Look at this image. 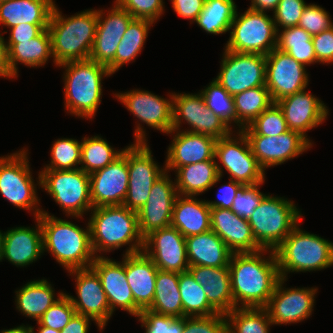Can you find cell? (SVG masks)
Returning a JSON list of instances; mask_svg holds the SVG:
<instances>
[{
    "label": "cell",
    "mask_w": 333,
    "mask_h": 333,
    "mask_svg": "<svg viewBox=\"0 0 333 333\" xmlns=\"http://www.w3.org/2000/svg\"><path fill=\"white\" fill-rule=\"evenodd\" d=\"M308 74L305 65L278 48L266 55V82L274 103L306 89Z\"/></svg>",
    "instance_id": "9a60e30c"
},
{
    "label": "cell",
    "mask_w": 333,
    "mask_h": 333,
    "mask_svg": "<svg viewBox=\"0 0 333 333\" xmlns=\"http://www.w3.org/2000/svg\"><path fill=\"white\" fill-rule=\"evenodd\" d=\"M174 11L183 18L196 21L204 8L205 0H171Z\"/></svg>",
    "instance_id": "91938a15"
},
{
    "label": "cell",
    "mask_w": 333,
    "mask_h": 333,
    "mask_svg": "<svg viewBox=\"0 0 333 333\" xmlns=\"http://www.w3.org/2000/svg\"><path fill=\"white\" fill-rule=\"evenodd\" d=\"M143 251L160 270L176 273L188 271L185 237L171 225L149 234L144 239Z\"/></svg>",
    "instance_id": "e0dca14e"
},
{
    "label": "cell",
    "mask_w": 333,
    "mask_h": 333,
    "mask_svg": "<svg viewBox=\"0 0 333 333\" xmlns=\"http://www.w3.org/2000/svg\"><path fill=\"white\" fill-rule=\"evenodd\" d=\"M137 317L145 327V333H183L184 330V316L173 317L145 309Z\"/></svg>",
    "instance_id": "c3c4849f"
},
{
    "label": "cell",
    "mask_w": 333,
    "mask_h": 333,
    "mask_svg": "<svg viewBox=\"0 0 333 333\" xmlns=\"http://www.w3.org/2000/svg\"><path fill=\"white\" fill-rule=\"evenodd\" d=\"M182 317L211 316L219 313L207 300L203 287L189 271L179 273Z\"/></svg>",
    "instance_id": "f35d334b"
},
{
    "label": "cell",
    "mask_w": 333,
    "mask_h": 333,
    "mask_svg": "<svg viewBox=\"0 0 333 333\" xmlns=\"http://www.w3.org/2000/svg\"><path fill=\"white\" fill-rule=\"evenodd\" d=\"M253 155L259 165L265 170L267 167L284 163L302 154L312 144L301 133L288 130L277 136L245 135Z\"/></svg>",
    "instance_id": "ffe728a7"
},
{
    "label": "cell",
    "mask_w": 333,
    "mask_h": 333,
    "mask_svg": "<svg viewBox=\"0 0 333 333\" xmlns=\"http://www.w3.org/2000/svg\"><path fill=\"white\" fill-rule=\"evenodd\" d=\"M115 96L140 122L166 134L173 130V93L169 100L143 90H131Z\"/></svg>",
    "instance_id": "603a6c76"
},
{
    "label": "cell",
    "mask_w": 333,
    "mask_h": 333,
    "mask_svg": "<svg viewBox=\"0 0 333 333\" xmlns=\"http://www.w3.org/2000/svg\"><path fill=\"white\" fill-rule=\"evenodd\" d=\"M76 313L68 294L64 293L39 319L42 326L62 331Z\"/></svg>",
    "instance_id": "681fc988"
},
{
    "label": "cell",
    "mask_w": 333,
    "mask_h": 333,
    "mask_svg": "<svg viewBox=\"0 0 333 333\" xmlns=\"http://www.w3.org/2000/svg\"><path fill=\"white\" fill-rule=\"evenodd\" d=\"M300 217L293 202L265 195L248 222L256 242L263 249L275 250L298 225Z\"/></svg>",
    "instance_id": "52a82bcc"
},
{
    "label": "cell",
    "mask_w": 333,
    "mask_h": 333,
    "mask_svg": "<svg viewBox=\"0 0 333 333\" xmlns=\"http://www.w3.org/2000/svg\"><path fill=\"white\" fill-rule=\"evenodd\" d=\"M91 318L75 313L61 333H87Z\"/></svg>",
    "instance_id": "94428289"
},
{
    "label": "cell",
    "mask_w": 333,
    "mask_h": 333,
    "mask_svg": "<svg viewBox=\"0 0 333 333\" xmlns=\"http://www.w3.org/2000/svg\"><path fill=\"white\" fill-rule=\"evenodd\" d=\"M38 184L42 186L64 210L74 217L92 210L89 174L81 168L72 170H42Z\"/></svg>",
    "instance_id": "9c48e42d"
},
{
    "label": "cell",
    "mask_w": 333,
    "mask_h": 333,
    "mask_svg": "<svg viewBox=\"0 0 333 333\" xmlns=\"http://www.w3.org/2000/svg\"><path fill=\"white\" fill-rule=\"evenodd\" d=\"M188 271L219 313L226 314L234 309L229 267L189 266Z\"/></svg>",
    "instance_id": "f546056e"
},
{
    "label": "cell",
    "mask_w": 333,
    "mask_h": 333,
    "mask_svg": "<svg viewBox=\"0 0 333 333\" xmlns=\"http://www.w3.org/2000/svg\"><path fill=\"white\" fill-rule=\"evenodd\" d=\"M189 266L229 267L232 252L212 230L185 238Z\"/></svg>",
    "instance_id": "1f68e13d"
},
{
    "label": "cell",
    "mask_w": 333,
    "mask_h": 333,
    "mask_svg": "<svg viewBox=\"0 0 333 333\" xmlns=\"http://www.w3.org/2000/svg\"><path fill=\"white\" fill-rule=\"evenodd\" d=\"M279 2L280 0H252L249 9L259 12H265L267 9L275 11Z\"/></svg>",
    "instance_id": "be15d7a7"
},
{
    "label": "cell",
    "mask_w": 333,
    "mask_h": 333,
    "mask_svg": "<svg viewBox=\"0 0 333 333\" xmlns=\"http://www.w3.org/2000/svg\"><path fill=\"white\" fill-rule=\"evenodd\" d=\"M53 0H5L0 2V23L8 28L30 23L49 24Z\"/></svg>",
    "instance_id": "836d02e7"
},
{
    "label": "cell",
    "mask_w": 333,
    "mask_h": 333,
    "mask_svg": "<svg viewBox=\"0 0 333 333\" xmlns=\"http://www.w3.org/2000/svg\"><path fill=\"white\" fill-rule=\"evenodd\" d=\"M235 123L239 130L250 124L274 102L266 86L250 88L233 96ZM241 126V127H240Z\"/></svg>",
    "instance_id": "74e56055"
},
{
    "label": "cell",
    "mask_w": 333,
    "mask_h": 333,
    "mask_svg": "<svg viewBox=\"0 0 333 333\" xmlns=\"http://www.w3.org/2000/svg\"><path fill=\"white\" fill-rule=\"evenodd\" d=\"M277 31L276 48L293 57L303 65L316 63L312 36L298 26Z\"/></svg>",
    "instance_id": "60d3db41"
},
{
    "label": "cell",
    "mask_w": 333,
    "mask_h": 333,
    "mask_svg": "<svg viewBox=\"0 0 333 333\" xmlns=\"http://www.w3.org/2000/svg\"><path fill=\"white\" fill-rule=\"evenodd\" d=\"M0 76L4 78H15L16 76L10 69L8 61V49L4 37L0 34Z\"/></svg>",
    "instance_id": "6125c7cd"
},
{
    "label": "cell",
    "mask_w": 333,
    "mask_h": 333,
    "mask_svg": "<svg viewBox=\"0 0 333 333\" xmlns=\"http://www.w3.org/2000/svg\"><path fill=\"white\" fill-rule=\"evenodd\" d=\"M285 278H280L274 293L264 307L272 324L298 323L308 318L314 306L317 288H292L284 290Z\"/></svg>",
    "instance_id": "7402d4cb"
},
{
    "label": "cell",
    "mask_w": 333,
    "mask_h": 333,
    "mask_svg": "<svg viewBox=\"0 0 333 333\" xmlns=\"http://www.w3.org/2000/svg\"><path fill=\"white\" fill-rule=\"evenodd\" d=\"M297 26L314 36L333 27V23L324 8L315 4H308L304 8Z\"/></svg>",
    "instance_id": "816d5d0a"
},
{
    "label": "cell",
    "mask_w": 333,
    "mask_h": 333,
    "mask_svg": "<svg viewBox=\"0 0 333 333\" xmlns=\"http://www.w3.org/2000/svg\"><path fill=\"white\" fill-rule=\"evenodd\" d=\"M243 185L241 183L235 182L234 180L229 181L227 185H223L218 191L217 201H207L210 208H224L231 209L236 195L239 193ZM221 190V191H220Z\"/></svg>",
    "instance_id": "680465c9"
},
{
    "label": "cell",
    "mask_w": 333,
    "mask_h": 333,
    "mask_svg": "<svg viewBox=\"0 0 333 333\" xmlns=\"http://www.w3.org/2000/svg\"><path fill=\"white\" fill-rule=\"evenodd\" d=\"M207 108L223 119L229 126L235 122L234 100L218 82L213 80L208 87L201 91Z\"/></svg>",
    "instance_id": "7dc6e473"
},
{
    "label": "cell",
    "mask_w": 333,
    "mask_h": 333,
    "mask_svg": "<svg viewBox=\"0 0 333 333\" xmlns=\"http://www.w3.org/2000/svg\"><path fill=\"white\" fill-rule=\"evenodd\" d=\"M274 251L280 277L285 279L287 272H310L333 265V243L302 231L298 225Z\"/></svg>",
    "instance_id": "8992f818"
},
{
    "label": "cell",
    "mask_w": 333,
    "mask_h": 333,
    "mask_svg": "<svg viewBox=\"0 0 333 333\" xmlns=\"http://www.w3.org/2000/svg\"><path fill=\"white\" fill-rule=\"evenodd\" d=\"M65 69V107L70 113L92 118L101 103L103 76H110L109 69L90 59L71 61L59 65Z\"/></svg>",
    "instance_id": "5b68a950"
},
{
    "label": "cell",
    "mask_w": 333,
    "mask_h": 333,
    "mask_svg": "<svg viewBox=\"0 0 333 333\" xmlns=\"http://www.w3.org/2000/svg\"><path fill=\"white\" fill-rule=\"evenodd\" d=\"M69 273L76 276L78 299L68 295L76 313L91 318L102 330L112 313L99 276L91 267Z\"/></svg>",
    "instance_id": "44dd1931"
},
{
    "label": "cell",
    "mask_w": 333,
    "mask_h": 333,
    "mask_svg": "<svg viewBox=\"0 0 333 333\" xmlns=\"http://www.w3.org/2000/svg\"><path fill=\"white\" fill-rule=\"evenodd\" d=\"M230 30L231 35L225 47L228 51L268 55L276 48L275 22L266 12L248 8L238 17L236 11Z\"/></svg>",
    "instance_id": "30bf717a"
},
{
    "label": "cell",
    "mask_w": 333,
    "mask_h": 333,
    "mask_svg": "<svg viewBox=\"0 0 333 333\" xmlns=\"http://www.w3.org/2000/svg\"><path fill=\"white\" fill-rule=\"evenodd\" d=\"M163 0H116L115 4L129 12L133 18L155 22L163 14Z\"/></svg>",
    "instance_id": "f5cc1de1"
},
{
    "label": "cell",
    "mask_w": 333,
    "mask_h": 333,
    "mask_svg": "<svg viewBox=\"0 0 333 333\" xmlns=\"http://www.w3.org/2000/svg\"><path fill=\"white\" fill-rule=\"evenodd\" d=\"M123 154L116 151L100 136L84 137L81 142V169L87 174L103 169ZM85 164V165H84Z\"/></svg>",
    "instance_id": "7bdbcfd3"
},
{
    "label": "cell",
    "mask_w": 333,
    "mask_h": 333,
    "mask_svg": "<svg viewBox=\"0 0 333 333\" xmlns=\"http://www.w3.org/2000/svg\"><path fill=\"white\" fill-rule=\"evenodd\" d=\"M285 116L277 103L265 109L251 124L241 131L244 135L277 136L288 131Z\"/></svg>",
    "instance_id": "f6af8a7d"
},
{
    "label": "cell",
    "mask_w": 333,
    "mask_h": 333,
    "mask_svg": "<svg viewBox=\"0 0 333 333\" xmlns=\"http://www.w3.org/2000/svg\"><path fill=\"white\" fill-rule=\"evenodd\" d=\"M49 56L53 57L48 28L44 29L37 37L29 41H20L8 50L9 66L15 76L18 75L16 65L19 62L28 67H38L44 65Z\"/></svg>",
    "instance_id": "d590c367"
},
{
    "label": "cell",
    "mask_w": 333,
    "mask_h": 333,
    "mask_svg": "<svg viewBox=\"0 0 333 333\" xmlns=\"http://www.w3.org/2000/svg\"><path fill=\"white\" fill-rule=\"evenodd\" d=\"M225 315L227 333H268L273 325L265 308L238 307Z\"/></svg>",
    "instance_id": "ee69618b"
},
{
    "label": "cell",
    "mask_w": 333,
    "mask_h": 333,
    "mask_svg": "<svg viewBox=\"0 0 333 333\" xmlns=\"http://www.w3.org/2000/svg\"><path fill=\"white\" fill-rule=\"evenodd\" d=\"M181 120L191 126L188 132L208 135L216 140L232 132L223 119L207 108L202 93L173 94V130H179Z\"/></svg>",
    "instance_id": "5bb4252c"
},
{
    "label": "cell",
    "mask_w": 333,
    "mask_h": 333,
    "mask_svg": "<svg viewBox=\"0 0 333 333\" xmlns=\"http://www.w3.org/2000/svg\"><path fill=\"white\" fill-rule=\"evenodd\" d=\"M223 169L215 160H205L179 167L176 175L177 193L182 196H195L207 191L222 177Z\"/></svg>",
    "instance_id": "d6a6232c"
},
{
    "label": "cell",
    "mask_w": 333,
    "mask_h": 333,
    "mask_svg": "<svg viewBox=\"0 0 333 333\" xmlns=\"http://www.w3.org/2000/svg\"><path fill=\"white\" fill-rule=\"evenodd\" d=\"M175 182L165 172L152 186L150 195L138 213V226L145 239L156 230L171 225L174 201L177 197Z\"/></svg>",
    "instance_id": "d6986e66"
},
{
    "label": "cell",
    "mask_w": 333,
    "mask_h": 333,
    "mask_svg": "<svg viewBox=\"0 0 333 333\" xmlns=\"http://www.w3.org/2000/svg\"><path fill=\"white\" fill-rule=\"evenodd\" d=\"M236 11L233 0H205L204 8L195 22L207 33H226L230 31Z\"/></svg>",
    "instance_id": "ab89813d"
},
{
    "label": "cell",
    "mask_w": 333,
    "mask_h": 333,
    "mask_svg": "<svg viewBox=\"0 0 333 333\" xmlns=\"http://www.w3.org/2000/svg\"><path fill=\"white\" fill-rule=\"evenodd\" d=\"M91 211L89 226L94 255L126 244H130L126 255L143 251L144 239L139 232L137 211L123 205L99 206Z\"/></svg>",
    "instance_id": "7a4b0ae2"
},
{
    "label": "cell",
    "mask_w": 333,
    "mask_h": 333,
    "mask_svg": "<svg viewBox=\"0 0 333 333\" xmlns=\"http://www.w3.org/2000/svg\"><path fill=\"white\" fill-rule=\"evenodd\" d=\"M263 251L253 253H232L229 261L231 292L234 308L239 302L242 308H264L278 281L280 280L277 257L270 250L267 259L262 257Z\"/></svg>",
    "instance_id": "6da1fadb"
},
{
    "label": "cell",
    "mask_w": 333,
    "mask_h": 333,
    "mask_svg": "<svg viewBox=\"0 0 333 333\" xmlns=\"http://www.w3.org/2000/svg\"><path fill=\"white\" fill-rule=\"evenodd\" d=\"M3 242H4V233L0 231V261L2 260V254H3Z\"/></svg>",
    "instance_id": "003e7915"
},
{
    "label": "cell",
    "mask_w": 333,
    "mask_h": 333,
    "mask_svg": "<svg viewBox=\"0 0 333 333\" xmlns=\"http://www.w3.org/2000/svg\"><path fill=\"white\" fill-rule=\"evenodd\" d=\"M282 109L288 129L306 136V132L327 118L326 105L305 89L276 102Z\"/></svg>",
    "instance_id": "484cf974"
},
{
    "label": "cell",
    "mask_w": 333,
    "mask_h": 333,
    "mask_svg": "<svg viewBox=\"0 0 333 333\" xmlns=\"http://www.w3.org/2000/svg\"><path fill=\"white\" fill-rule=\"evenodd\" d=\"M237 134L239 139L231 137L232 133L217 139L214 157L219 158L231 180L243 186L264 183L265 171L253 155L246 136L241 130Z\"/></svg>",
    "instance_id": "4fadbf2b"
},
{
    "label": "cell",
    "mask_w": 333,
    "mask_h": 333,
    "mask_svg": "<svg viewBox=\"0 0 333 333\" xmlns=\"http://www.w3.org/2000/svg\"><path fill=\"white\" fill-rule=\"evenodd\" d=\"M210 216L211 208L206 200L178 194L173 205L171 226L185 238L198 235L211 230Z\"/></svg>",
    "instance_id": "4dcf8cb0"
},
{
    "label": "cell",
    "mask_w": 333,
    "mask_h": 333,
    "mask_svg": "<svg viewBox=\"0 0 333 333\" xmlns=\"http://www.w3.org/2000/svg\"><path fill=\"white\" fill-rule=\"evenodd\" d=\"M103 10H97V29L89 59L106 66L115 73V53L133 16L116 4L104 19ZM104 19V20H103ZM103 20V21H102Z\"/></svg>",
    "instance_id": "2e32d148"
},
{
    "label": "cell",
    "mask_w": 333,
    "mask_h": 333,
    "mask_svg": "<svg viewBox=\"0 0 333 333\" xmlns=\"http://www.w3.org/2000/svg\"><path fill=\"white\" fill-rule=\"evenodd\" d=\"M81 162V142L75 139L61 138L55 141L51 148V164L44 170L79 169Z\"/></svg>",
    "instance_id": "bcb514c9"
},
{
    "label": "cell",
    "mask_w": 333,
    "mask_h": 333,
    "mask_svg": "<svg viewBox=\"0 0 333 333\" xmlns=\"http://www.w3.org/2000/svg\"><path fill=\"white\" fill-rule=\"evenodd\" d=\"M97 29V10H85L64 18L54 6L48 30L52 55L56 65L71 61L88 60Z\"/></svg>",
    "instance_id": "277c9868"
},
{
    "label": "cell",
    "mask_w": 333,
    "mask_h": 333,
    "mask_svg": "<svg viewBox=\"0 0 333 333\" xmlns=\"http://www.w3.org/2000/svg\"><path fill=\"white\" fill-rule=\"evenodd\" d=\"M37 227H16L4 232L2 259L16 266H26L36 261L43 253V236L38 218Z\"/></svg>",
    "instance_id": "f1b7e54d"
},
{
    "label": "cell",
    "mask_w": 333,
    "mask_h": 333,
    "mask_svg": "<svg viewBox=\"0 0 333 333\" xmlns=\"http://www.w3.org/2000/svg\"><path fill=\"white\" fill-rule=\"evenodd\" d=\"M148 309L158 314L182 317L179 273L158 269L155 294Z\"/></svg>",
    "instance_id": "8d00e7d4"
},
{
    "label": "cell",
    "mask_w": 333,
    "mask_h": 333,
    "mask_svg": "<svg viewBox=\"0 0 333 333\" xmlns=\"http://www.w3.org/2000/svg\"><path fill=\"white\" fill-rule=\"evenodd\" d=\"M211 230L227 245L232 253H253L264 250L255 240L248 219L231 209L211 208Z\"/></svg>",
    "instance_id": "d4e9b609"
},
{
    "label": "cell",
    "mask_w": 333,
    "mask_h": 333,
    "mask_svg": "<svg viewBox=\"0 0 333 333\" xmlns=\"http://www.w3.org/2000/svg\"><path fill=\"white\" fill-rule=\"evenodd\" d=\"M135 129V142L127 147L128 192L123 206L139 211L146 203L153 184L166 172L153 160L140 124ZM155 162V163H154Z\"/></svg>",
    "instance_id": "ba28073f"
},
{
    "label": "cell",
    "mask_w": 333,
    "mask_h": 333,
    "mask_svg": "<svg viewBox=\"0 0 333 333\" xmlns=\"http://www.w3.org/2000/svg\"><path fill=\"white\" fill-rule=\"evenodd\" d=\"M220 69L214 80L231 96L250 88L265 86L266 55L225 49Z\"/></svg>",
    "instance_id": "7c38bea8"
},
{
    "label": "cell",
    "mask_w": 333,
    "mask_h": 333,
    "mask_svg": "<svg viewBox=\"0 0 333 333\" xmlns=\"http://www.w3.org/2000/svg\"><path fill=\"white\" fill-rule=\"evenodd\" d=\"M123 256V261L120 263L97 254L90 267L100 278L111 313L120 307L135 316V302L126 279L125 255Z\"/></svg>",
    "instance_id": "cb8c5ba5"
},
{
    "label": "cell",
    "mask_w": 333,
    "mask_h": 333,
    "mask_svg": "<svg viewBox=\"0 0 333 333\" xmlns=\"http://www.w3.org/2000/svg\"><path fill=\"white\" fill-rule=\"evenodd\" d=\"M317 62L333 63V27L312 36Z\"/></svg>",
    "instance_id": "9f6ffc18"
},
{
    "label": "cell",
    "mask_w": 333,
    "mask_h": 333,
    "mask_svg": "<svg viewBox=\"0 0 333 333\" xmlns=\"http://www.w3.org/2000/svg\"><path fill=\"white\" fill-rule=\"evenodd\" d=\"M37 324L39 325L38 333H61L59 330H55L47 326H42L38 321Z\"/></svg>",
    "instance_id": "03108f58"
},
{
    "label": "cell",
    "mask_w": 333,
    "mask_h": 333,
    "mask_svg": "<svg viewBox=\"0 0 333 333\" xmlns=\"http://www.w3.org/2000/svg\"><path fill=\"white\" fill-rule=\"evenodd\" d=\"M183 333H227L226 315L216 313L211 316H184Z\"/></svg>",
    "instance_id": "f907efd6"
},
{
    "label": "cell",
    "mask_w": 333,
    "mask_h": 333,
    "mask_svg": "<svg viewBox=\"0 0 333 333\" xmlns=\"http://www.w3.org/2000/svg\"><path fill=\"white\" fill-rule=\"evenodd\" d=\"M157 272L158 268L144 251L125 254V273L134 297L135 316L151 306Z\"/></svg>",
    "instance_id": "83f0119b"
},
{
    "label": "cell",
    "mask_w": 333,
    "mask_h": 333,
    "mask_svg": "<svg viewBox=\"0 0 333 333\" xmlns=\"http://www.w3.org/2000/svg\"><path fill=\"white\" fill-rule=\"evenodd\" d=\"M306 5L304 0H280L273 16L276 30L297 26Z\"/></svg>",
    "instance_id": "11a10c76"
},
{
    "label": "cell",
    "mask_w": 333,
    "mask_h": 333,
    "mask_svg": "<svg viewBox=\"0 0 333 333\" xmlns=\"http://www.w3.org/2000/svg\"><path fill=\"white\" fill-rule=\"evenodd\" d=\"M93 208L123 205L128 192L127 148L114 162L89 175Z\"/></svg>",
    "instance_id": "ac0fdd59"
},
{
    "label": "cell",
    "mask_w": 333,
    "mask_h": 333,
    "mask_svg": "<svg viewBox=\"0 0 333 333\" xmlns=\"http://www.w3.org/2000/svg\"><path fill=\"white\" fill-rule=\"evenodd\" d=\"M49 24H30L23 23L10 28L9 42L6 47L9 50L14 44L20 41L31 40L37 37L44 29L48 28Z\"/></svg>",
    "instance_id": "6f0895ef"
},
{
    "label": "cell",
    "mask_w": 333,
    "mask_h": 333,
    "mask_svg": "<svg viewBox=\"0 0 333 333\" xmlns=\"http://www.w3.org/2000/svg\"><path fill=\"white\" fill-rule=\"evenodd\" d=\"M176 133L172 144L168 148L165 171L178 169L179 167L202 162L205 160H216V139L199 133L172 130Z\"/></svg>",
    "instance_id": "4316f807"
},
{
    "label": "cell",
    "mask_w": 333,
    "mask_h": 333,
    "mask_svg": "<svg viewBox=\"0 0 333 333\" xmlns=\"http://www.w3.org/2000/svg\"><path fill=\"white\" fill-rule=\"evenodd\" d=\"M262 183L244 185L233 201L231 210L238 216L249 219L253 211L261 202L265 194H262L258 187Z\"/></svg>",
    "instance_id": "db71d44e"
},
{
    "label": "cell",
    "mask_w": 333,
    "mask_h": 333,
    "mask_svg": "<svg viewBox=\"0 0 333 333\" xmlns=\"http://www.w3.org/2000/svg\"><path fill=\"white\" fill-rule=\"evenodd\" d=\"M0 333H35V332L32 326L21 325L12 329L3 330Z\"/></svg>",
    "instance_id": "e7e4bbea"
},
{
    "label": "cell",
    "mask_w": 333,
    "mask_h": 333,
    "mask_svg": "<svg viewBox=\"0 0 333 333\" xmlns=\"http://www.w3.org/2000/svg\"><path fill=\"white\" fill-rule=\"evenodd\" d=\"M35 190L24 149L8 157H0V193L20 209H35L34 215L38 218L43 211L37 208L39 200Z\"/></svg>",
    "instance_id": "8fae6325"
},
{
    "label": "cell",
    "mask_w": 333,
    "mask_h": 333,
    "mask_svg": "<svg viewBox=\"0 0 333 333\" xmlns=\"http://www.w3.org/2000/svg\"><path fill=\"white\" fill-rule=\"evenodd\" d=\"M152 24L153 21L139 18H134L129 23L115 53V72L122 65L135 60L142 50Z\"/></svg>",
    "instance_id": "b9f144b4"
},
{
    "label": "cell",
    "mask_w": 333,
    "mask_h": 333,
    "mask_svg": "<svg viewBox=\"0 0 333 333\" xmlns=\"http://www.w3.org/2000/svg\"><path fill=\"white\" fill-rule=\"evenodd\" d=\"M43 236V251L48 250L68 271L89 268L96 256L91 246L90 226L87 230L70 221L58 219L48 212L38 217Z\"/></svg>",
    "instance_id": "3957f363"
},
{
    "label": "cell",
    "mask_w": 333,
    "mask_h": 333,
    "mask_svg": "<svg viewBox=\"0 0 333 333\" xmlns=\"http://www.w3.org/2000/svg\"><path fill=\"white\" fill-rule=\"evenodd\" d=\"M54 288L47 280H34L25 284L16 291V308L27 317L34 318L36 321L64 294L60 292L54 298Z\"/></svg>",
    "instance_id": "e575fe53"
}]
</instances>
